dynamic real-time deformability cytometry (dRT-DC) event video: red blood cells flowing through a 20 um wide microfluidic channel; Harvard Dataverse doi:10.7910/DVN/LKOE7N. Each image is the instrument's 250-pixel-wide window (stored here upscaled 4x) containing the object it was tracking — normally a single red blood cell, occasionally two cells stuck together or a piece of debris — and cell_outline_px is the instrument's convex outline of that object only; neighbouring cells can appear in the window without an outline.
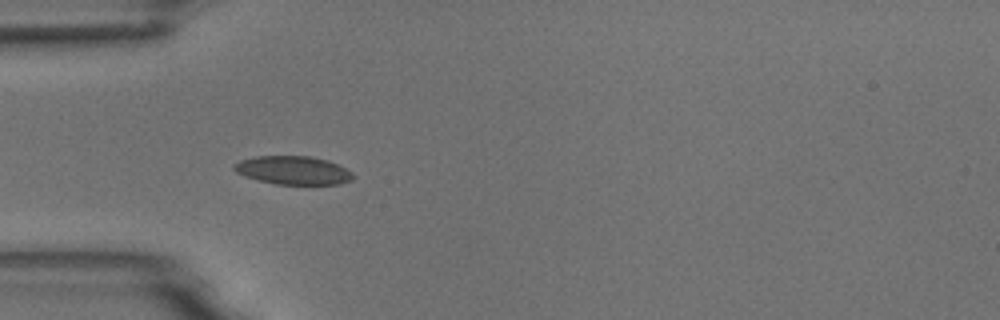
{"species": "common noctule bat (a hibernating species)", "species_latin": "Nyctalus noctula", "temperature_condition": "room temperature", "stored_images_in_passage": 8, "camera_frame_rate_fps": 3000, "um_per_image_px": 0.085, "animal": {"sex": "male", "body_mass_g": 18.8}, "frame": {"image": 1, "passage_image": 1, "time_ms": 0.0, "image_size_px": [1000, 320], "cell_outline_px": [[356, 176], [352, 180], [340, 184], [276, 184], [244, 176], [236, 172], [232, 168], [240, 160], [256, 156], [308, 156], [328, 160], [352, 172]], "centroid_in_image_um": [24.94, 14.47], "position_along_channel_um": 60.1, "area_um2": 19.59}}